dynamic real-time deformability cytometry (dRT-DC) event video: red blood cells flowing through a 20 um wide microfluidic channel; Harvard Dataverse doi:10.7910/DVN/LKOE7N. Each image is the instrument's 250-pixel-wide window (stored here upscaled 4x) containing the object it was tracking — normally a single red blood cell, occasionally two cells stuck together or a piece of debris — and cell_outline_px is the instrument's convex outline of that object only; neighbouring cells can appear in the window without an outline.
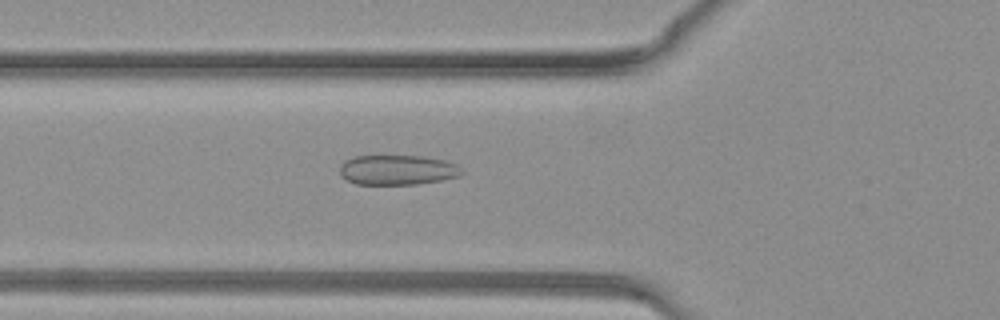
{"species": "common noctule bat (a hibernating species)", "species_latin": "Nyctalus noctula", "temperature_condition": "warm", "stored_images_in_passage": 41, "camera_frame_rate_fps": 3000, "um_per_image_px": 0.085, "animal": {"sex": "female", "body_mass_g": 19.3, "forearm_length_mm": 54.1}, "frame": {"image": 1, "passage_image": 15, "time_ms": 4.667, "image_size_px": [1000, 320], "cell_outline_px": [[464, 172], [460, 176], [440, 180], [416, 184], [356, 184], [340, 176], [340, 164], [344, 160], [352, 156], [424, 156], [444, 160], [456, 164]], "centroid_in_image_um": [33.76, 14.44], "position_along_channel_um": 92.0, "area_um2": 21.33}}
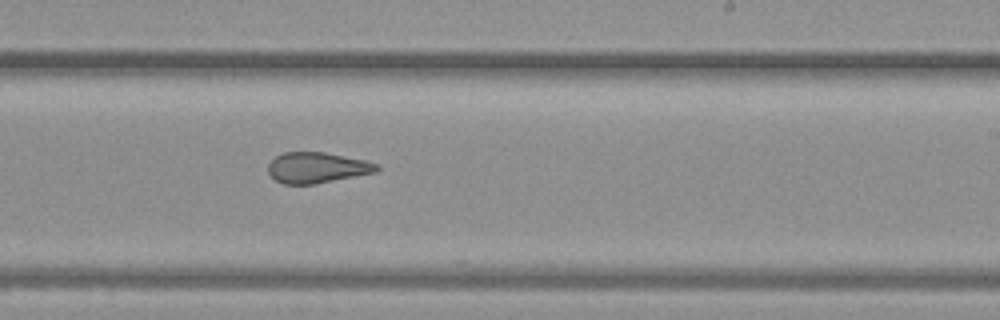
{"frame": {"image": 2, "passage_image": 25, "time_ms": 8.0, "image_size_px": [1000, 320], "cell_outline_px": [[380, 168], [376, 172], [316, 184], [284, 184], [276, 180], [268, 172], [268, 164], [276, 156], [284, 152], [324, 152], [364, 160], [380, 164]], "centroid_in_image_um": [26.96, 14.25], "position_along_channel_um": 262.0, "area_um2": 19.42}}
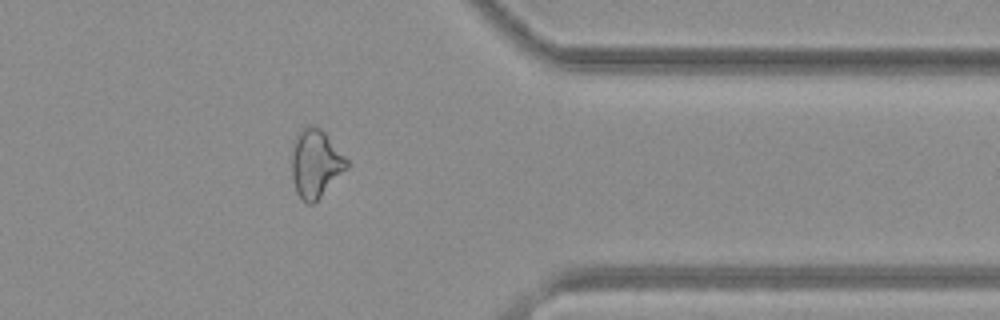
{"frame": {"image": 3, "passage_image": 33, "time_ms": 10.667, "image_size_px": [1000, 320], "cell_outline_px": [[348, 168], [312, 204], [308, 204], [296, 192], [292, 180], [292, 152], [296, 132], [300, 128], [308, 124], [312, 124], [320, 128], [324, 132], [348, 160]], "centroid_in_image_um": [26.8, 13.85], "position_along_channel_um": 384.6, "area_um2": 21.73}}